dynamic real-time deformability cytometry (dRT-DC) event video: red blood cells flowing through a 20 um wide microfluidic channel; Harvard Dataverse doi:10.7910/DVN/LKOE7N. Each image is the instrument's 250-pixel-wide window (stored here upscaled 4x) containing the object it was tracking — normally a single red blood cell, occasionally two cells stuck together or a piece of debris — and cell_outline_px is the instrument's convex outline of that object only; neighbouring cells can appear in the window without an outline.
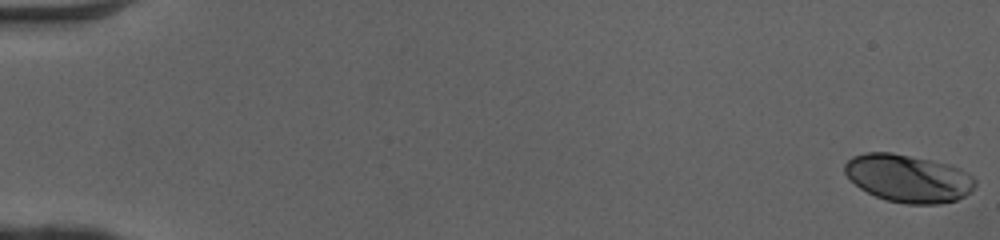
{"species": "human", "species_latin": "Homo sapiens", "temperature_condition": "cold", "stored_images_in_passage": 51, "camera_frame_rate_fps": 3000, "um_per_image_px": 0.085, "donor": {"sex": "female"}, "frame": {"image": 1, "passage_image": 1, "time_ms": 0.0, "image_size_px": [1000, 240], "cell_outline_px": [[976, 184], [964, 196], [956, 200], [940, 204], [908, 204], [884, 200], [860, 188], [844, 172], [844, 164], [852, 156], [864, 152], [892, 152], [948, 164], [960, 168], [972, 176], [976, 180]], "centroid_in_image_um": [77.19, 15.15], "position_along_channel_um": 7.8, "area_um2": 36.18}}
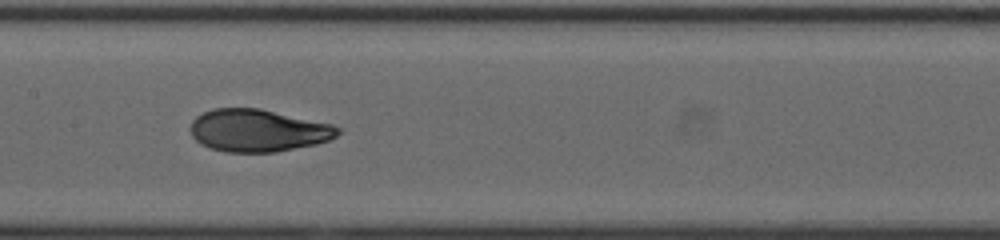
{"frame": {"image": 2, "passage_image": 27, "time_ms": 8.667, "image_size_px": [1000, 240], "cell_outline_px": [[340, 132], [336, 136], [328, 140], [316, 144], [276, 152], [228, 152], [212, 148], [200, 144], [192, 136], [192, 120], [196, 116], [212, 108], [260, 108], [332, 124], [340, 128]], "centroid_in_image_um": [21.94, 11.09], "position_along_channel_um": 185.5, "area_um2": 36.3}}
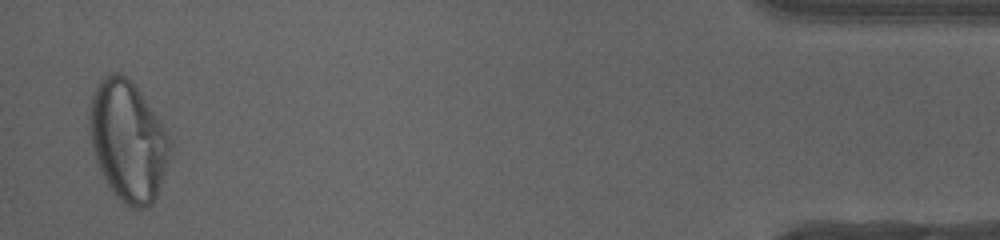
{"frame": {"image": 3, "passage_image": 50, "time_ms": 16.333, "image_size_px": [1000, 240], "cell_outline_px": [[172, 152], [156, 196], [152, 204], [144, 208], [132, 208], [124, 204], [112, 192], [96, 160], [88, 128], [88, 112], [92, 92], [96, 84], [104, 76], [112, 72], [120, 72], [132, 80], [136, 84], [168, 132], [172, 140]], "centroid_in_image_um": [10.88, 11.93], "position_along_channel_um": 424.3, "area_um2": 57.16}, "authors_computed_cell_mechanics": {"area_um2": 36.3562, "velocity_mm_per_s": 4.0963, "shape_relaxation_time_tau1_ms": 5.2962, "shape_relaxation_time_tau2_ms": 0.8235, "deformation_change_tau1": 0.1954, "deformation_change_tau2": 0.0548}}